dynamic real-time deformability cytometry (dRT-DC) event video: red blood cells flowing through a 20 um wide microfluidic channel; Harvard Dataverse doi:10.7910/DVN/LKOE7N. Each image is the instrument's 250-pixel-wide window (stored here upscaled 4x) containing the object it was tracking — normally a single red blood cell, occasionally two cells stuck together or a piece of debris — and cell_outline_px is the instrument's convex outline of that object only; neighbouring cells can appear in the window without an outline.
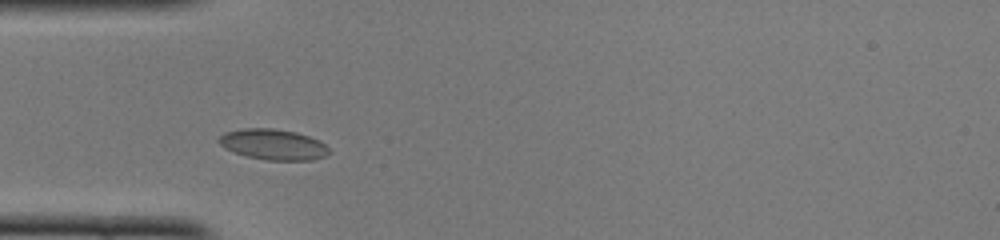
{"species": "common noctule bat (a hibernating species)", "species_latin": "Nyctalus noctula", "temperature_condition": "cold", "stored_images_in_passage": 41, "camera_frame_rate_fps": 3000, "um_per_image_px": 0.085, "animal": {"sex": "female", "body_mass_g": 22.0, "forearm_length_mm": 56.7}, "frame": {"image": 1, "passage_image": 6, "time_ms": 1.667, "image_size_px": [1000, 240], "cell_outline_px": [[332, 152], [324, 156], [312, 160], [268, 160], [244, 156], [224, 148], [220, 144], [220, 136], [224, 132], [244, 128], [272, 128], [296, 132], [320, 140]], "centroid_in_image_um": [23.23, 12.28], "position_along_channel_um": 61.8, "area_um2": 19.71}}
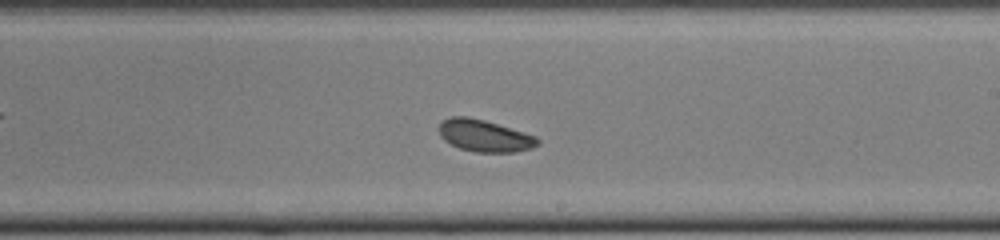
{"frame": {"image": 2, "passage_image": 20, "time_ms": 6.333, "image_size_px": [1000, 240], "cell_outline_px": [[540, 144], [532, 148], [516, 152], [472, 152], [460, 148], [444, 140], [440, 136], [440, 124], [444, 120], [452, 116], [468, 116], [484, 120], [524, 132], [536, 136], [540, 140]], "centroid_in_image_um": [41.22, 11.55], "position_along_channel_um": 247.8, "area_um2": 18.32}}
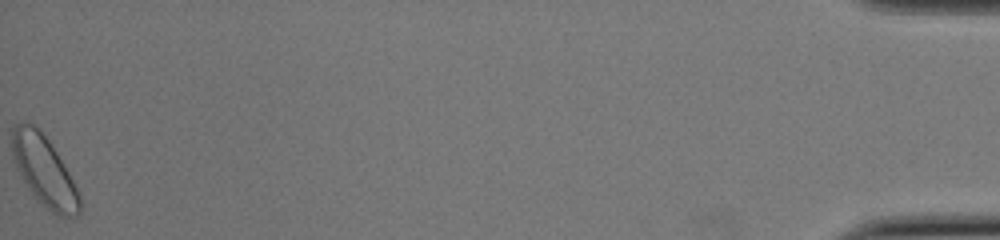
{"frame": {"image": 3, "passage_image": 41, "time_ms": 13.333, "image_size_px": [1000, 240], "cell_outline_px": [[80, 212], [76, 216], [60, 216], [52, 212], [36, 200], [28, 188], [16, 168], [12, 156], [12, 128], [16, 124], [24, 120], [28, 120], [48, 140], [56, 152], [80, 192]], "centroid_in_image_um": [3.74, 14.53], "position_along_channel_um": 431.5, "area_um2": 27.46}, "authors_computed_cell_mechanics": {"area_um2": 18.9584, "velocity_mm_per_s": 4.0239, "shape_relaxation_time_tau1_ms": 1.6608, "shape_relaxation_time_tau2_ms": 5.9767, "deformation_change_tau1": 0.0496, "deformation_change_tau2": 0.0721}}